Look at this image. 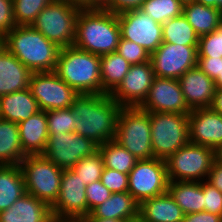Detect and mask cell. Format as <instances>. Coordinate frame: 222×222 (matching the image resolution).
<instances>
[{
  "label": "cell",
  "mask_w": 222,
  "mask_h": 222,
  "mask_svg": "<svg viewBox=\"0 0 222 222\" xmlns=\"http://www.w3.org/2000/svg\"><path fill=\"white\" fill-rule=\"evenodd\" d=\"M76 133L98 145L114 140L121 106L110 94H79L70 106Z\"/></svg>",
  "instance_id": "cell-1"
},
{
  "label": "cell",
  "mask_w": 222,
  "mask_h": 222,
  "mask_svg": "<svg viewBox=\"0 0 222 222\" xmlns=\"http://www.w3.org/2000/svg\"><path fill=\"white\" fill-rule=\"evenodd\" d=\"M120 38L117 14L107 10H80L74 47L101 56L115 52Z\"/></svg>",
  "instance_id": "cell-2"
},
{
  "label": "cell",
  "mask_w": 222,
  "mask_h": 222,
  "mask_svg": "<svg viewBox=\"0 0 222 222\" xmlns=\"http://www.w3.org/2000/svg\"><path fill=\"white\" fill-rule=\"evenodd\" d=\"M4 47L32 73L54 71L61 48L31 26H16L4 36Z\"/></svg>",
  "instance_id": "cell-3"
},
{
  "label": "cell",
  "mask_w": 222,
  "mask_h": 222,
  "mask_svg": "<svg viewBox=\"0 0 222 222\" xmlns=\"http://www.w3.org/2000/svg\"><path fill=\"white\" fill-rule=\"evenodd\" d=\"M54 72L78 94H101L99 55L74 46L63 47Z\"/></svg>",
  "instance_id": "cell-4"
},
{
  "label": "cell",
  "mask_w": 222,
  "mask_h": 222,
  "mask_svg": "<svg viewBox=\"0 0 222 222\" xmlns=\"http://www.w3.org/2000/svg\"><path fill=\"white\" fill-rule=\"evenodd\" d=\"M150 131L148 111L140 107H121L114 140L139 160L154 158Z\"/></svg>",
  "instance_id": "cell-5"
},
{
  "label": "cell",
  "mask_w": 222,
  "mask_h": 222,
  "mask_svg": "<svg viewBox=\"0 0 222 222\" xmlns=\"http://www.w3.org/2000/svg\"><path fill=\"white\" fill-rule=\"evenodd\" d=\"M79 8L64 0H52L30 25L60 48L73 46Z\"/></svg>",
  "instance_id": "cell-6"
},
{
  "label": "cell",
  "mask_w": 222,
  "mask_h": 222,
  "mask_svg": "<svg viewBox=\"0 0 222 222\" xmlns=\"http://www.w3.org/2000/svg\"><path fill=\"white\" fill-rule=\"evenodd\" d=\"M218 157L214 149L188 142L165 160L168 180L205 181Z\"/></svg>",
  "instance_id": "cell-7"
},
{
  "label": "cell",
  "mask_w": 222,
  "mask_h": 222,
  "mask_svg": "<svg viewBox=\"0 0 222 222\" xmlns=\"http://www.w3.org/2000/svg\"><path fill=\"white\" fill-rule=\"evenodd\" d=\"M20 167L26 193L52 207L59 197L63 169L43 155L26 156L20 162Z\"/></svg>",
  "instance_id": "cell-8"
},
{
  "label": "cell",
  "mask_w": 222,
  "mask_h": 222,
  "mask_svg": "<svg viewBox=\"0 0 222 222\" xmlns=\"http://www.w3.org/2000/svg\"><path fill=\"white\" fill-rule=\"evenodd\" d=\"M149 113L154 158L166 160L189 142L188 114Z\"/></svg>",
  "instance_id": "cell-9"
},
{
  "label": "cell",
  "mask_w": 222,
  "mask_h": 222,
  "mask_svg": "<svg viewBox=\"0 0 222 222\" xmlns=\"http://www.w3.org/2000/svg\"><path fill=\"white\" fill-rule=\"evenodd\" d=\"M167 166L164 159L138 160L128 174V192L140 204L168 192Z\"/></svg>",
  "instance_id": "cell-10"
},
{
  "label": "cell",
  "mask_w": 222,
  "mask_h": 222,
  "mask_svg": "<svg viewBox=\"0 0 222 222\" xmlns=\"http://www.w3.org/2000/svg\"><path fill=\"white\" fill-rule=\"evenodd\" d=\"M99 150L93 140L76 132L49 134L43 153L48 160L61 169H72L82 158Z\"/></svg>",
  "instance_id": "cell-11"
},
{
  "label": "cell",
  "mask_w": 222,
  "mask_h": 222,
  "mask_svg": "<svg viewBox=\"0 0 222 222\" xmlns=\"http://www.w3.org/2000/svg\"><path fill=\"white\" fill-rule=\"evenodd\" d=\"M29 89L43 111L70 108L79 95L54 71L32 73Z\"/></svg>",
  "instance_id": "cell-12"
},
{
  "label": "cell",
  "mask_w": 222,
  "mask_h": 222,
  "mask_svg": "<svg viewBox=\"0 0 222 222\" xmlns=\"http://www.w3.org/2000/svg\"><path fill=\"white\" fill-rule=\"evenodd\" d=\"M123 39L142 46L150 55L162 44V24L155 22L139 9H131L117 14Z\"/></svg>",
  "instance_id": "cell-13"
},
{
  "label": "cell",
  "mask_w": 222,
  "mask_h": 222,
  "mask_svg": "<svg viewBox=\"0 0 222 222\" xmlns=\"http://www.w3.org/2000/svg\"><path fill=\"white\" fill-rule=\"evenodd\" d=\"M197 47L162 42L150 56L155 76L179 79L189 69L197 66Z\"/></svg>",
  "instance_id": "cell-14"
},
{
  "label": "cell",
  "mask_w": 222,
  "mask_h": 222,
  "mask_svg": "<svg viewBox=\"0 0 222 222\" xmlns=\"http://www.w3.org/2000/svg\"><path fill=\"white\" fill-rule=\"evenodd\" d=\"M155 77L151 61L131 65L110 96L121 107H139L146 99Z\"/></svg>",
  "instance_id": "cell-15"
},
{
  "label": "cell",
  "mask_w": 222,
  "mask_h": 222,
  "mask_svg": "<svg viewBox=\"0 0 222 222\" xmlns=\"http://www.w3.org/2000/svg\"><path fill=\"white\" fill-rule=\"evenodd\" d=\"M148 112L189 114L178 79L155 77L144 102L139 106Z\"/></svg>",
  "instance_id": "cell-16"
},
{
  "label": "cell",
  "mask_w": 222,
  "mask_h": 222,
  "mask_svg": "<svg viewBox=\"0 0 222 222\" xmlns=\"http://www.w3.org/2000/svg\"><path fill=\"white\" fill-rule=\"evenodd\" d=\"M86 185L72 169H63L59 197L51 207L52 216L86 217Z\"/></svg>",
  "instance_id": "cell-17"
},
{
  "label": "cell",
  "mask_w": 222,
  "mask_h": 222,
  "mask_svg": "<svg viewBox=\"0 0 222 222\" xmlns=\"http://www.w3.org/2000/svg\"><path fill=\"white\" fill-rule=\"evenodd\" d=\"M189 142L222 153V115L211 108L193 109L188 114Z\"/></svg>",
  "instance_id": "cell-18"
},
{
  "label": "cell",
  "mask_w": 222,
  "mask_h": 222,
  "mask_svg": "<svg viewBox=\"0 0 222 222\" xmlns=\"http://www.w3.org/2000/svg\"><path fill=\"white\" fill-rule=\"evenodd\" d=\"M179 84L188 107L210 108L216 93L214 81L197 66L189 69L179 79Z\"/></svg>",
  "instance_id": "cell-19"
},
{
  "label": "cell",
  "mask_w": 222,
  "mask_h": 222,
  "mask_svg": "<svg viewBox=\"0 0 222 222\" xmlns=\"http://www.w3.org/2000/svg\"><path fill=\"white\" fill-rule=\"evenodd\" d=\"M52 217L51 207L28 193L0 212V222H51Z\"/></svg>",
  "instance_id": "cell-20"
},
{
  "label": "cell",
  "mask_w": 222,
  "mask_h": 222,
  "mask_svg": "<svg viewBox=\"0 0 222 222\" xmlns=\"http://www.w3.org/2000/svg\"><path fill=\"white\" fill-rule=\"evenodd\" d=\"M18 126L23 153L26 156L43 155L49 136L46 111H38Z\"/></svg>",
  "instance_id": "cell-21"
},
{
  "label": "cell",
  "mask_w": 222,
  "mask_h": 222,
  "mask_svg": "<svg viewBox=\"0 0 222 222\" xmlns=\"http://www.w3.org/2000/svg\"><path fill=\"white\" fill-rule=\"evenodd\" d=\"M31 75L5 47L0 51V96L29 88Z\"/></svg>",
  "instance_id": "cell-22"
},
{
  "label": "cell",
  "mask_w": 222,
  "mask_h": 222,
  "mask_svg": "<svg viewBox=\"0 0 222 222\" xmlns=\"http://www.w3.org/2000/svg\"><path fill=\"white\" fill-rule=\"evenodd\" d=\"M184 213L169 192L146 199L139 204L143 222H182Z\"/></svg>",
  "instance_id": "cell-23"
},
{
  "label": "cell",
  "mask_w": 222,
  "mask_h": 222,
  "mask_svg": "<svg viewBox=\"0 0 222 222\" xmlns=\"http://www.w3.org/2000/svg\"><path fill=\"white\" fill-rule=\"evenodd\" d=\"M139 217V203L129 192L112 193L102 204L95 207L86 218H104L133 221Z\"/></svg>",
  "instance_id": "cell-24"
},
{
  "label": "cell",
  "mask_w": 222,
  "mask_h": 222,
  "mask_svg": "<svg viewBox=\"0 0 222 222\" xmlns=\"http://www.w3.org/2000/svg\"><path fill=\"white\" fill-rule=\"evenodd\" d=\"M40 111L29 88L0 96V119L20 123Z\"/></svg>",
  "instance_id": "cell-25"
},
{
  "label": "cell",
  "mask_w": 222,
  "mask_h": 222,
  "mask_svg": "<svg viewBox=\"0 0 222 222\" xmlns=\"http://www.w3.org/2000/svg\"><path fill=\"white\" fill-rule=\"evenodd\" d=\"M168 192L184 215L204 211L202 182L169 181Z\"/></svg>",
  "instance_id": "cell-26"
},
{
  "label": "cell",
  "mask_w": 222,
  "mask_h": 222,
  "mask_svg": "<svg viewBox=\"0 0 222 222\" xmlns=\"http://www.w3.org/2000/svg\"><path fill=\"white\" fill-rule=\"evenodd\" d=\"M26 193L20 165H0V212Z\"/></svg>",
  "instance_id": "cell-27"
},
{
  "label": "cell",
  "mask_w": 222,
  "mask_h": 222,
  "mask_svg": "<svg viewBox=\"0 0 222 222\" xmlns=\"http://www.w3.org/2000/svg\"><path fill=\"white\" fill-rule=\"evenodd\" d=\"M25 157L18 124L0 119V165H20Z\"/></svg>",
  "instance_id": "cell-28"
},
{
  "label": "cell",
  "mask_w": 222,
  "mask_h": 222,
  "mask_svg": "<svg viewBox=\"0 0 222 222\" xmlns=\"http://www.w3.org/2000/svg\"><path fill=\"white\" fill-rule=\"evenodd\" d=\"M182 14L199 37L211 33L221 25L219 9L195 1L183 4Z\"/></svg>",
  "instance_id": "cell-29"
},
{
  "label": "cell",
  "mask_w": 222,
  "mask_h": 222,
  "mask_svg": "<svg viewBox=\"0 0 222 222\" xmlns=\"http://www.w3.org/2000/svg\"><path fill=\"white\" fill-rule=\"evenodd\" d=\"M131 64L119 53L100 56L101 94H111L122 82Z\"/></svg>",
  "instance_id": "cell-30"
},
{
  "label": "cell",
  "mask_w": 222,
  "mask_h": 222,
  "mask_svg": "<svg viewBox=\"0 0 222 222\" xmlns=\"http://www.w3.org/2000/svg\"><path fill=\"white\" fill-rule=\"evenodd\" d=\"M99 151L103 156L104 167L123 174H129L139 160L115 140L99 145Z\"/></svg>",
  "instance_id": "cell-31"
},
{
  "label": "cell",
  "mask_w": 222,
  "mask_h": 222,
  "mask_svg": "<svg viewBox=\"0 0 222 222\" xmlns=\"http://www.w3.org/2000/svg\"><path fill=\"white\" fill-rule=\"evenodd\" d=\"M163 42L175 45L198 46L199 36L183 14L162 24Z\"/></svg>",
  "instance_id": "cell-32"
},
{
  "label": "cell",
  "mask_w": 222,
  "mask_h": 222,
  "mask_svg": "<svg viewBox=\"0 0 222 222\" xmlns=\"http://www.w3.org/2000/svg\"><path fill=\"white\" fill-rule=\"evenodd\" d=\"M140 9L155 22L164 24L182 15L183 3L179 0H145Z\"/></svg>",
  "instance_id": "cell-33"
},
{
  "label": "cell",
  "mask_w": 222,
  "mask_h": 222,
  "mask_svg": "<svg viewBox=\"0 0 222 222\" xmlns=\"http://www.w3.org/2000/svg\"><path fill=\"white\" fill-rule=\"evenodd\" d=\"M103 168V156L98 150L95 153L79 160L72 170L77 173L79 178L87 186L94 181L100 180Z\"/></svg>",
  "instance_id": "cell-34"
},
{
  "label": "cell",
  "mask_w": 222,
  "mask_h": 222,
  "mask_svg": "<svg viewBox=\"0 0 222 222\" xmlns=\"http://www.w3.org/2000/svg\"><path fill=\"white\" fill-rule=\"evenodd\" d=\"M52 0H13L16 26H30Z\"/></svg>",
  "instance_id": "cell-35"
},
{
  "label": "cell",
  "mask_w": 222,
  "mask_h": 222,
  "mask_svg": "<svg viewBox=\"0 0 222 222\" xmlns=\"http://www.w3.org/2000/svg\"><path fill=\"white\" fill-rule=\"evenodd\" d=\"M48 134L71 133L75 131L74 114L71 108L46 111Z\"/></svg>",
  "instance_id": "cell-36"
},
{
  "label": "cell",
  "mask_w": 222,
  "mask_h": 222,
  "mask_svg": "<svg viewBox=\"0 0 222 222\" xmlns=\"http://www.w3.org/2000/svg\"><path fill=\"white\" fill-rule=\"evenodd\" d=\"M198 57H222V25L209 34L199 37Z\"/></svg>",
  "instance_id": "cell-37"
},
{
  "label": "cell",
  "mask_w": 222,
  "mask_h": 222,
  "mask_svg": "<svg viewBox=\"0 0 222 222\" xmlns=\"http://www.w3.org/2000/svg\"><path fill=\"white\" fill-rule=\"evenodd\" d=\"M117 53H119L125 60H127L131 65L141 64L150 61V54L138 44L123 39L119 40V45L117 46Z\"/></svg>",
  "instance_id": "cell-38"
},
{
  "label": "cell",
  "mask_w": 222,
  "mask_h": 222,
  "mask_svg": "<svg viewBox=\"0 0 222 222\" xmlns=\"http://www.w3.org/2000/svg\"><path fill=\"white\" fill-rule=\"evenodd\" d=\"M100 181L112 193L128 192V174L104 167Z\"/></svg>",
  "instance_id": "cell-39"
},
{
  "label": "cell",
  "mask_w": 222,
  "mask_h": 222,
  "mask_svg": "<svg viewBox=\"0 0 222 222\" xmlns=\"http://www.w3.org/2000/svg\"><path fill=\"white\" fill-rule=\"evenodd\" d=\"M197 67L214 81L216 89H222V57H198Z\"/></svg>",
  "instance_id": "cell-40"
},
{
  "label": "cell",
  "mask_w": 222,
  "mask_h": 222,
  "mask_svg": "<svg viewBox=\"0 0 222 222\" xmlns=\"http://www.w3.org/2000/svg\"><path fill=\"white\" fill-rule=\"evenodd\" d=\"M85 194L88 214H90L95 207L107 200L112 195V192L100 180H97L86 186Z\"/></svg>",
  "instance_id": "cell-41"
},
{
  "label": "cell",
  "mask_w": 222,
  "mask_h": 222,
  "mask_svg": "<svg viewBox=\"0 0 222 222\" xmlns=\"http://www.w3.org/2000/svg\"><path fill=\"white\" fill-rule=\"evenodd\" d=\"M204 211L222 216V193L208 183L202 181Z\"/></svg>",
  "instance_id": "cell-42"
},
{
  "label": "cell",
  "mask_w": 222,
  "mask_h": 222,
  "mask_svg": "<svg viewBox=\"0 0 222 222\" xmlns=\"http://www.w3.org/2000/svg\"><path fill=\"white\" fill-rule=\"evenodd\" d=\"M14 27L13 0H0V34L5 36Z\"/></svg>",
  "instance_id": "cell-43"
},
{
  "label": "cell",
  "mask_w": 222,
  "mask_h": 222,
  "mask_svg": "<svg viewBox=\"0 0 222 222\" xmlns=\"http://www.w3.org/2000/svg\"><path fill=\"white\" fill-rule=\"evenodd\" d=\"M206 181L222 193V159L220 157L214 161Z\"/></svg>",
  "instance_id": "cell-44"
},
{
  "label": "cell",
  "mask_w": 222,
  "mask_h": 222,
  "mask_svg": "<svg viewBox=\"0 0 222 222\" xmlns=\"http://www.w3.org/2000/svg\"><path fill=\"white\" fill-rule=\"evenodd\" d=\"M182 222H222V216L202 211L184 215Z\"/></svg>",
  "instance_id": "cell-45"
},
{
  "label": "cell",
  "mask_w": 222,
  "mask_h": 222,
  "mask_svg": "<svg viewBox=\"0 0 222 222\" xmlns=\"http://www.w3.org/2000/svg\"><path fill=\"white\" fill-rule=\"evenodd\" d=\"M145 0H112V12L119 14L121 12L141 8Z\"/></svg>",
  "instance_id": "cell-46"
},
{
  "label": "cell",
  "mask_w": 222,
  "mask_h": 222,
  "mask_svg": "<svg viewBox=\"0 0 222 222\" xmlns=\"http://www.w3.org/2000/svg\"><path fill=\"white\" fill-rule=\"evenodd\" d=\"M210 108L222 115V89H216Z\"/></svg>",
  "instance_id": "cell-47"
},
{
  "label": "cell",
  "mask_w": 222,
  "mask_h": 222,
  "mask_svg": "<svg viewBox=\"0 0 222 222\" xmlns=\"http://www.w3.org/2000/svg\"><path fill=\"white\" fill-rule=\"evenodd\" d=\"M92 10H107L112 12V0H92Z\"/></svg>",
  "instance_id": "cell-48"
},
{
  "label": "cell",
  "mask_w": 222,
  "mask_h": 222,
  "mask_svg": "<svg viewBox=\"0 0 222 222\" xmlns=\"http://www.w3.org/2000/svg\"><path fill=\"white\" fill-rule=\"evenodd\" d=\"M81 10H92V0H64Z\"/></svg>",
  "instance_id": "cell-49"
},
{
  "label": "cell",
  "mask_w": 222,
  "mask_h": 222,
  "mask_svg": "<svg viewBox=\"0 0 222 222\" xmlns=\"http://www.w3.org/2000/svg\"><path fill=\"white\" fill-rule=\"evenodd\" d=\"M51 222H89L86 217H56L53 216Z\"/></svg>",
  "instance_id": "cell-50"
},
{
  "label": "cell",
  "mask_w": 222,
  "mask_h": 222,
  "mask_svg": "<svg viewBox=\"0 0 222 222\" xmlns=\"http://www.w3.org/2000/svg\"><path fill=\"white\" fill-rule=\"evenodd\" d=\"M194 1L199 4H203L205 6H210L217 9L222 8V0H194Z\"/></svg>",
  "instance_id": "cell-51"
},
{
  "label": "cell",
  "mask_w": 222,
  "mask_h": 222,
  "mask_svg": "<svg viewBox=\"0 0 222 222\" xmlns=\"http://www.w3.org/2000/svg\"><path fill=\"white\" fill-rule=\"evenodd\" d=\"M87 220L89 222H130V221H126V220H117V219H111V218H87Z\"/></svg>",
  "instance_id": "cell-52"
},
{
  "label": "cell",
  "mask_w": 222,
  "mask_h": 222,
  "mask_svg": "<svg viewBox=\"0 0 222 222\" xmlns=\"http://www.w3.org/2000/svg\"><path fill=\"white\" fill-rule=\"evenodd\" d=\"M4 48V36L0 34V51Z\"/></svg>",
  "instance_id": "cell-53"
},
{
  "label": "cell",
  "mask_w": 222,
  "mask_h": 222,
  "mask_svg": "<svg viewBox=\"0 0 222 222\" xmlns=\"http://www.w3.org/2000/svg\"><path fill=\"white\" fill-rule=\"evenodd\" d=\"M179 1L182 2L183 4L194 2V0H179Z\"/></svg>",
  "instance_id": "cell-54"
},
{
  "label": "cell",
  "mask_w": 222,
  "mask_h": 222,
  "mask_svg": "<svg viewBox=\"0 0 222 222\" xmlns=\"http://www.w3.org/2000/svg\"><path fill=\"white\" fill-rule=\"evenodd\" d=\"M219 11H220V20H221V25H222V8L219 9Z\"/></svg>",
  "instance_id": "cell-55"
},
{
  "label": "cell",
  "mask_w": 222,
  "mask_h": 222,
  "mask_svg": "<svg viewBox=\"0 0 222 222\" xmlns=\"http://www.w3.org/2000/svg\"><path fill=\"white\" fill-rule=\"evenodd\" d=\"M130 222H143V221H141V220L138 218V219L133 220V221H130Z\"/></svg>",
  "instance_id": "cell-56"
}]
</instances>
